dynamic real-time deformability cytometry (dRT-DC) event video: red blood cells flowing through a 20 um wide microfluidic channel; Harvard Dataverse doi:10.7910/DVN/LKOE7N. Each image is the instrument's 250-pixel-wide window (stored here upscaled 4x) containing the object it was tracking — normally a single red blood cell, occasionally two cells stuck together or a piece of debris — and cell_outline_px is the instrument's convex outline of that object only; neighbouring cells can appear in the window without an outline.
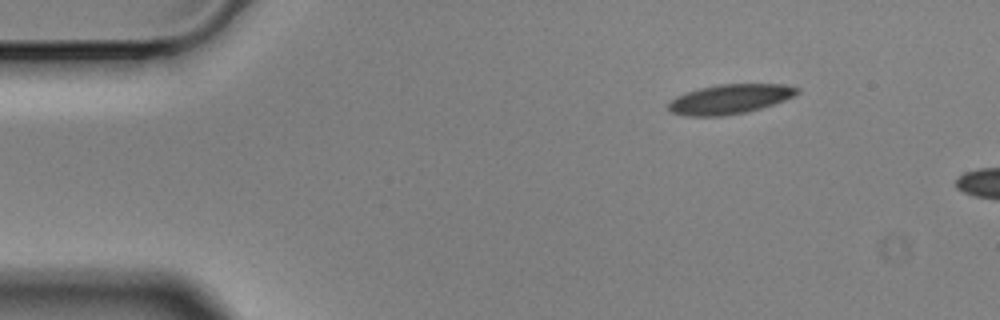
{"species": "Egyptian fruit bat (a non-hibernating species)", "species_latin": "Rousettus aegyptiacus", "temperature_condition": "cold", "stored_images_in_passage": 2, "camera_frame_rate_fps": 3000, "um_per_image_px": 0.085, "animal": {"sex": "male"}, "frame": {"image": 1, "passage_image": 1, "time_ms": 0.0, "image_size_px": [1000, 320], "cell_outline_px": [[800, 92], [784, 100], [748, 112], [724, 116], [688, 116], [672, 112], [668, 108], [668, 104], [676, 96], [700, 88], [720, 84], [784, 84], [800, 88]], "centroid_in_image_um": [62.05, 8.42], "position_along_channel_um": 22.9, "area_um2": 22.02}}